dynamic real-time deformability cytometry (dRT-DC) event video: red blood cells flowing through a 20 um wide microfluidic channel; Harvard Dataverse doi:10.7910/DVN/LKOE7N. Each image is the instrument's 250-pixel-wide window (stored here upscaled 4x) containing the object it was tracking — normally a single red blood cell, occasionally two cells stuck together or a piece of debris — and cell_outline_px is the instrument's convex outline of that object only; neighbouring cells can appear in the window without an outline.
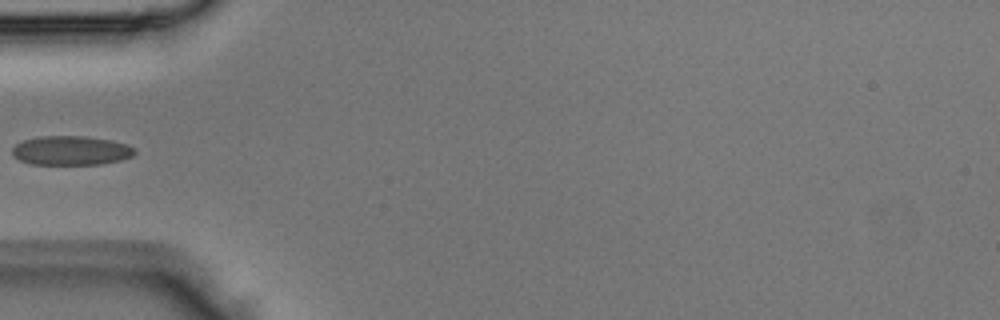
{"species": "Egyptian fruit bat (a non-hibernating species)", "species_latin": "Rousettus aegyptiacus", "temperature_condition": "room temperature", "stored_images_in_passage": 3, "camera_frame_rate_fps": 3000, "um_per_image_px": 0.085, "animal": {"sex": "male"}, "frame": {"image": 1, "passage_image": 3, "time_ms": 0.667, "image_size_px": [1000, 320], "cell_outline_px": [[136, 152], [132, 156], [120, 160], [100, 164], [32, 164], [20, 160], [12, 156], [12, 148], [16, 144], [24, 140], [36, 136], [88, 136], [112, 140], [128, 144], [136, 148]], "centroid_in_image_um": [6.05, 12.78], "position_along_channel_um": 79.0, "area_um2": 21.04}}